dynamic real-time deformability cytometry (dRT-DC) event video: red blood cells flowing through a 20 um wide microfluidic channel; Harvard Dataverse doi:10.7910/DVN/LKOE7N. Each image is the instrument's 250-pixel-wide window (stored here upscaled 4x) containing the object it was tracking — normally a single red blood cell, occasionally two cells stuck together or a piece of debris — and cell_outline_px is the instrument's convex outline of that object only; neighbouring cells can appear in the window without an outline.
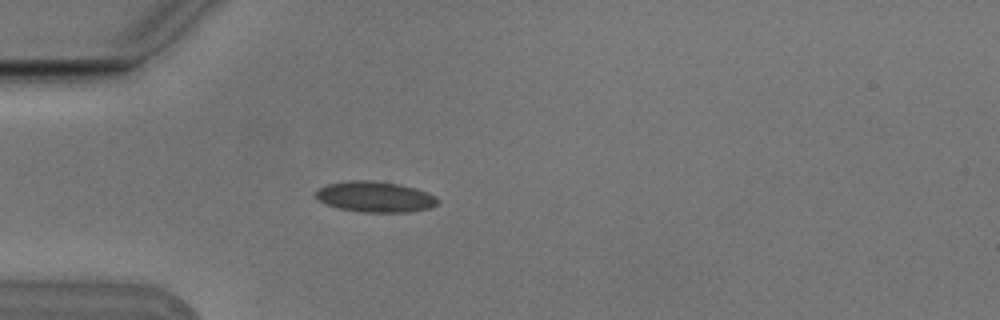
{"species": "Egyptian fruit bat (a non-hibernating species)", "species_latin": "Rousettus aegyptiacus", "temperature_condition": "cold", "stored_images_in_passage": 4, "camera_frame_rate_fps": 3000, "um_per_image_px": 0.085, "animal": {"sex": "male"}, "frame": {"image": 1, "passage_image": 4, "time_ms": 1.0, "image_size_px": [1000, 320], "cell_outline_px": [[440, 200], [432, 208], [408, 212], [360, 212], [340, 208], [328, 204], [320, 200], [316, 196], [316, 192], [320, 188], [328, 184], [348, 180], [368, 180], [400, 184], [416, 188], [436, 196]], "centroid_in_image_um": [31.94, 16.73], "position_along_channel_um": 53.1, "area_um2": 21.73}}